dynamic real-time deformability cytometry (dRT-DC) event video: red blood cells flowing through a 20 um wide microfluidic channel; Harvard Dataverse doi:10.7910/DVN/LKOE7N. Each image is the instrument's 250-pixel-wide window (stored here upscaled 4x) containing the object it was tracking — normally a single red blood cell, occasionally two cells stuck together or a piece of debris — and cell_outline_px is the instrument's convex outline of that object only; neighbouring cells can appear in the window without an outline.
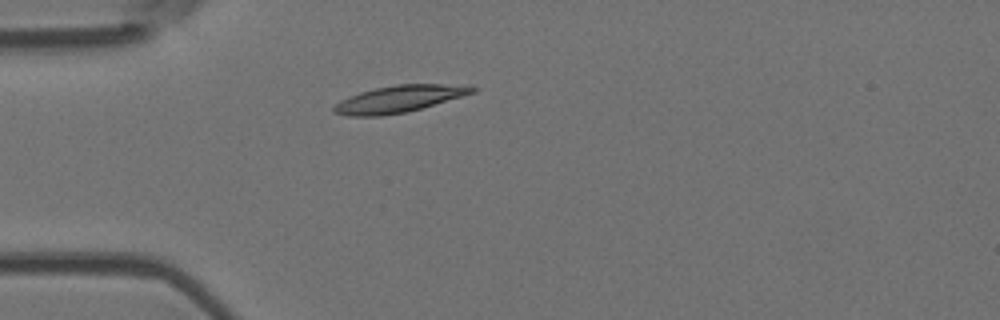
{"species": "Egyptian fruit bat (a non-hibernating species)", "species_latin": "Rousettus aegyptiacus", "temperature_condition": "room temperature", "stored_images_in_passage": 4, "camera_frame_rate_fps": 3000, "um_per_image_px": 0.085, "animal": {"sex": "female"}, "frame": {"image": 1, "passage_image": 4, "time_ms": 3.333, "image_size_px": [1000, 320], "cell_outline_px": [[476, 92], [408, 112], [380, 116], [348, 116], [332, 112], [332, 108], [340, 100], [348, 96], [360, 92], [376, 88], [396, 84], [440, 84], [476, 88]], "centroid_in_image_um": [33.83, 8.43], "position_along_channel_um": 51.2, "area_um2": 21.44}}